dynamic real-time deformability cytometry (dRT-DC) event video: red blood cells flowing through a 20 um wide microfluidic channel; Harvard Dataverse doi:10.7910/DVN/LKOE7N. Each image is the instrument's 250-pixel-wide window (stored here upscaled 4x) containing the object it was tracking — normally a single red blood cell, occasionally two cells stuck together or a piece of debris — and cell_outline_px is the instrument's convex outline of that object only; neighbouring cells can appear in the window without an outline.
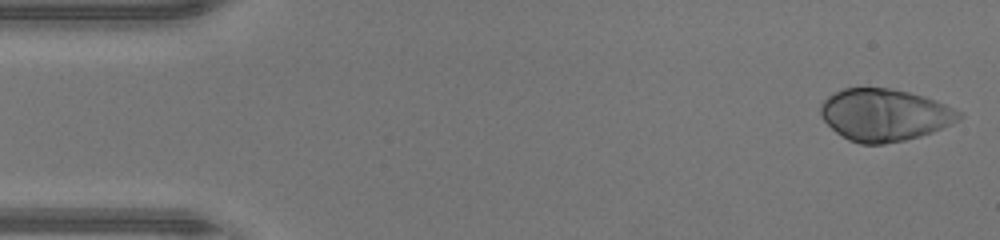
{"species": "human", "species_latin": "Homo sapiens", "temperature_condition": "warm", "stored_images_in_passage": 45, "camera_frame_rate_fps": 3000, "um_per_image_px": 0.085, "donor": {"sex": "male"}, "frame": {"image": 1, "passage_image": 1, "time_ms": 0.0, "image_size_px": [1000, 240], "cell_outline_px": [[964, 116], [960, 120], [952, 124], [932, 132], [920, 136], [904, 140], [884, 144], [860, 144], [848, 140], [836, 132], [820, 116], [820, 104], [828, 96], [844, 88], [892, 88], [924, 96], [936, 100], [960, 112]], "centroid_in_image_um": [75.18, 9.77], "position_along_channel_um": 9.8, "area_um2": 42.08}}
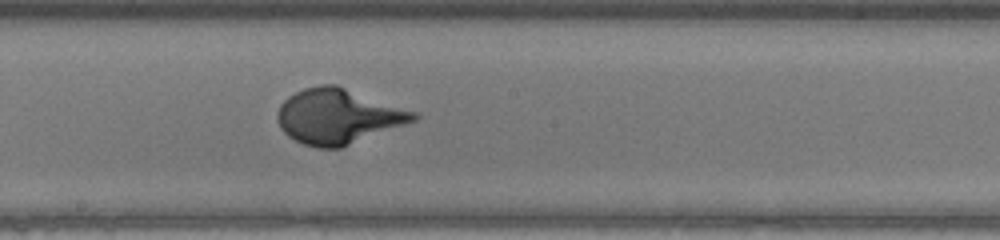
{"frame": {"image": 2, "passage_image": 24, "time_ms": 7.667, "image_size_px": [1000, 240], "cell_outline_px": [[420, 116], [416, 120], [340, 148], [316, 148], [304, 144], [288, 136], [280, 128], [276, 120], [276, 112], [280, 104], [288, 96], [304, 88], [320, 84], [336, 84], [416, 112]], "centroid_in_image_um": [28.7, 9.88], "position_along_channel_um": 219.5, "area_um2": 43.58}}
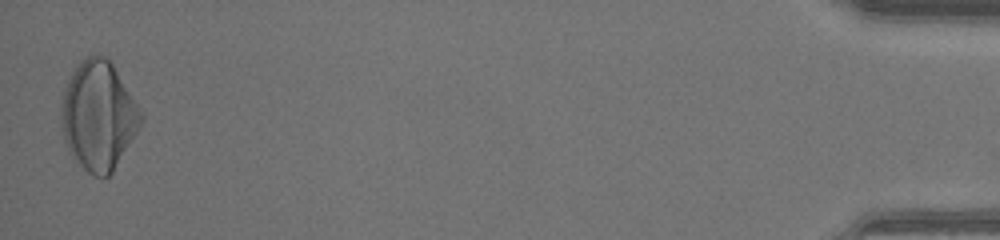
{"frame": {"image": 3, "passage_image": 45, "time_ms": 14.667, "image_size_px": [1000, 240], "cell_outline_px": [[144, 120], [112, 172], [108, 176], [92, 176], [68, 152], [64, 140], [60, 124], [60, 104], [64, 88], [72, 72], [80, 60], [88, 56], [104, 56], [112, 64], [140, 108], [144, 116]], "centroid_in_image_um": [8.34, 9.84], "position_along_channel_um": 426.9, "area_um2": 50.46}}